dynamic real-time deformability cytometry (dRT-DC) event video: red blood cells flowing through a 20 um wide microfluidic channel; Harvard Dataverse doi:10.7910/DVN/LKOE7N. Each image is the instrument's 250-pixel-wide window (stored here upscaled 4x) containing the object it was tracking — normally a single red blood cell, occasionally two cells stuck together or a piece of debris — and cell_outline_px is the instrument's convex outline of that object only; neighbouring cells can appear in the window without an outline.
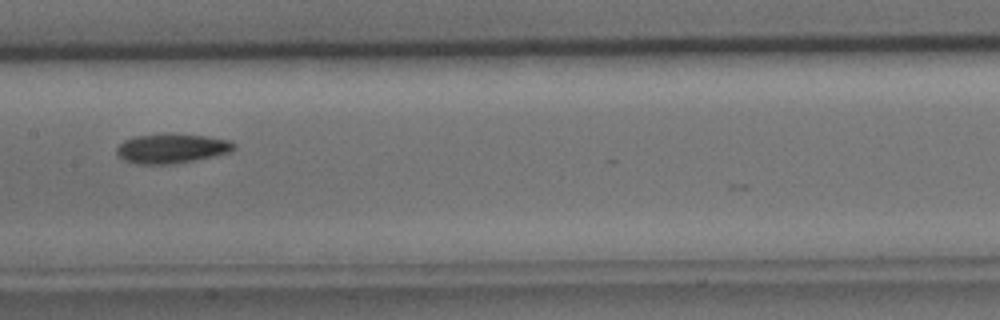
{"species": "common noctule bat (a hibernating species)", "species_latin": "Nyctalus noctula", "temperature_condition": "cold", "stored_images_in_passage": 12, "camera_frame_rate_fps": 3000, "um_per_image_px": 0.085, "animal": {"sex": "male", "body_mass_g": 15.6}, "frame": {"image": 1, "passage_image": 7, "time_ms": 2.0, "image_size_px": [1000, 320], "cell_outline_px": [[236, 148], [228, 152], [212, 156], [172, 164], [136, 164], [124, 160], [116, 152], [116, 148], [124, 140], [136, 136], [204, 136], [232, 140], [236, 144]], "centroid_in_image_um": [14.59, 12.65], "position_along_channel_um": 192.8, "area_um2": 19.31}}